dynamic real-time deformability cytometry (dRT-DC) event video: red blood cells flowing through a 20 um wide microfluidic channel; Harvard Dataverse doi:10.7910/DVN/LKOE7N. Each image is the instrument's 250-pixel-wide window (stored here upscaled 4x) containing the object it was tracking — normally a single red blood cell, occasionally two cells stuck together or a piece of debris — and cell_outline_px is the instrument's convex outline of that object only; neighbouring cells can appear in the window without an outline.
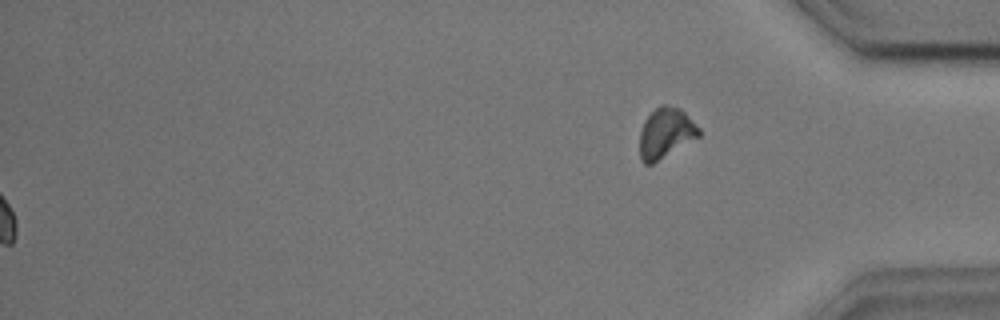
{"species": "common noctule bat (a hibernating species)", "species_latin": "Nyctalus noctula", "temperature_condition": "cold", "stored_images_in_passage": 44, "segment_of_instrument_passage": [2, 2], "camera_frame_rate_fps": 3000, "um_per_image_px": 0.085, "animal": {"sex": "male", "body_mass_g": 17.9, "forearm_length_mm": 54.2}, "frame": {"image": 1, "passage_image": 44, "time_ms": 14.333, "image_size_px": [1000, 320], "cell_outline_px": [[700, 136], [652, 164], [644, 164], [640, 160], [640, 132], [644, 120], [660, 104], [664, 104], [680, 108], [700, 128]], "centroid_in_image_um": [56.58, 11.31], "position_along_channel_um": 378.6, "area_um2": 17.28}}